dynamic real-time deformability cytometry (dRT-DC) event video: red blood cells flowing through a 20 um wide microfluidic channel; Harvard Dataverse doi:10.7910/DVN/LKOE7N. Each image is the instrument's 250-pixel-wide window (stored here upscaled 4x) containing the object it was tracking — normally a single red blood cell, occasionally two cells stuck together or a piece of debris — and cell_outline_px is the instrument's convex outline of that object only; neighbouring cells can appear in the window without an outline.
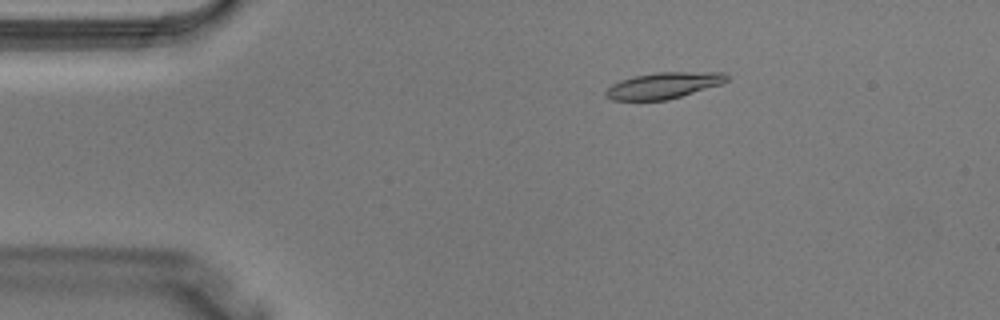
{"species": "Egyptian fruit bat (a non-hibernating species)", "species_latin": "Rousettus aegyptiacus", "temperature_condition": "warm", "stored_images_in_passage": 3, "camera_frame_rate_fps": 3000, "um_per_image_px": 0.085, "animal": {"sex": "male"}, "frame": {"image": 1, "passage_image": 2, "time_ms": 0.333, "image_size_px": [1000, 320], "cell_outline_px": [[728, 80], [720, 84], [668, 100], [612, 100], [604, 92], [612, 84], [620, 80], [636, 76], [656, 72], [724, 72], [728, 76]], "centroid_in_image_um": [56.41, 7.26], "position_along_channel_um": 28.6, "area_um2": 18.26}}